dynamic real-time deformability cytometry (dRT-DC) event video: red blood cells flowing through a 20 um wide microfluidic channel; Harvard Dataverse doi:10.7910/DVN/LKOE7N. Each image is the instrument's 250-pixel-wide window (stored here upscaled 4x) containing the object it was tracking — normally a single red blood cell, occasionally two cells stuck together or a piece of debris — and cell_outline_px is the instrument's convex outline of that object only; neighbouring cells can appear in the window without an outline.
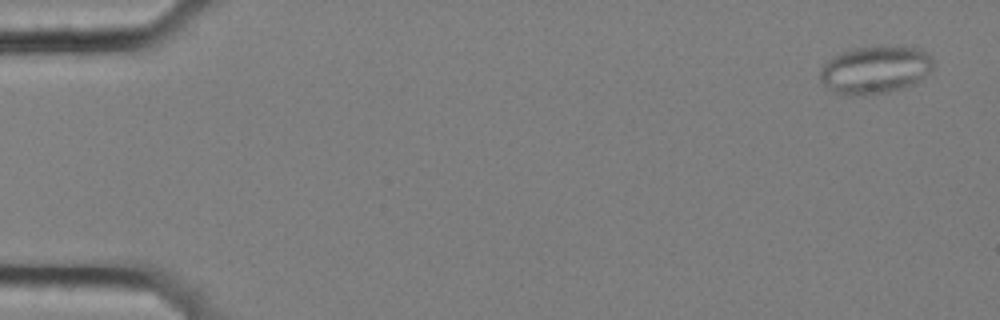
{"species": "common noctule bat (a hibernating species)", "species_latin": "Nyctalus noctula", "temperature_condition": "cold", "stored_images_in_passage": 58, "segment_of_instrument_passage": [1, 2], "camera_frame_rate_fps": 3000, "um_per_image_px": 0.085, "animal": {"sex": "female", "body_mass_g": 25.1}, "frame": {"image": 1, "passage_image": 3, "time_ms": 0.667, "image_size_px": [1000, 320], "cell_outline_px": [[932, 68], [920, 80], [904, 88], [888, 92], [864, 96], [844, 96], [832, 92], [820, 80], [820, 72], [824, 64], [832, 56], [840, 52], [856, 48], [920, 48], [932, 56]], "centroid_in_image_um": [74.34, 5.98], "position_along_channel_um": 10.7, "area_um2": 31.27}}
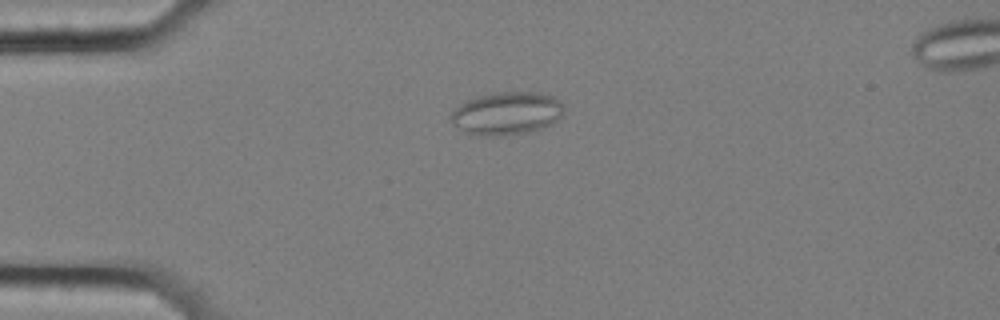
{"frame": {"image": 2, "passage_image": 15, "time_ms": 4.667, "image_size_px": [1000, 320], "cell_outline_px": [[564, 112], [552, 124], [528, 132], [504, 136], [480, 136], [464, 132], [452, 124], [448, 116], [460, 104], [476, 96], [496, 92], [540, 92], [552, 96], [560, 100], [564, 104]], "centroid_in_image_um": [43.06, 9.64], "position_along_channel_um": 41.9, "area_um2": 28.61}}